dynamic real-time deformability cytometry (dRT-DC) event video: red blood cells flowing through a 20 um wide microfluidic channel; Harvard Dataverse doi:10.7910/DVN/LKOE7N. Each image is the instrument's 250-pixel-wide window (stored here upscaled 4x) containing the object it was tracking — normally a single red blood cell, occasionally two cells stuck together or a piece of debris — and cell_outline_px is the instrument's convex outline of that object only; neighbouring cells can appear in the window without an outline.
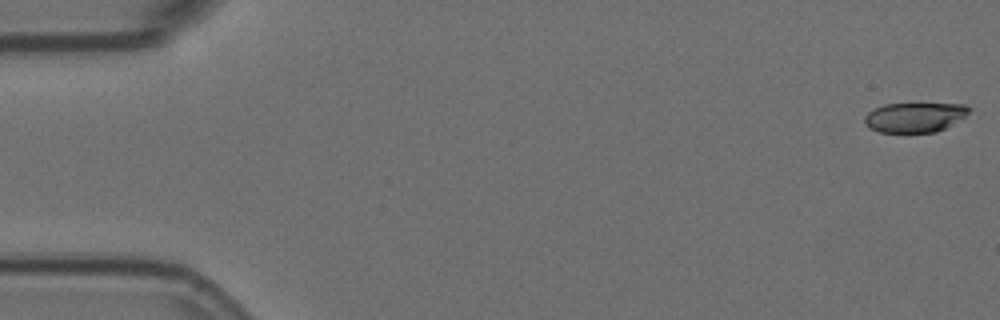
{"species": "Egyptian fruit bat (a non-hibernating species)", "species_latin": "Rousettus aegyptiacus", "temperature_condition": "room temperature", "stored_images_in_passage": 57, "camera_frame_rate_fps": 3000, "um_per_image_px": 0.085, "animal": {"sex": "female"}, "frame": {"image": 1, "passage_image": 1, "time_ms": 0.0, "image_size_px": [1000, 320], "cell_outline_px": [[972, 108], [964, 116], [944, 128], [936, 132], [880, 132], [868, 128], [864, 124], [864, 116], [872, 108], [884, 104], [964, 104]], "centroid_in_image_um": [77.68, 9.96], "position_along_channel_um": 7.3, "area_um2": 18.03}}
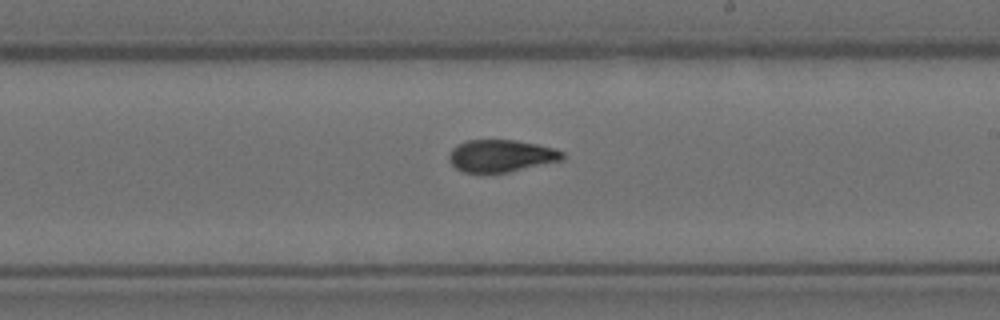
{"frame": {"image": 2, "passage_image": 33, "time_ms": 10.667, "image_size_px": [1000, 320], "cell_outline_px": [[564, 160], [508, 172], [464, 172], [456, 168], [448, 160], [448, 156], [452, 148], [456, 144], [468, 140], [516, 140], [536, 144], [552, 148], [564, 152]], "centroid_in_image_um": [42.58, 13.24], "position_along_channel_um": 246.4, "area_um2": 21.27}}
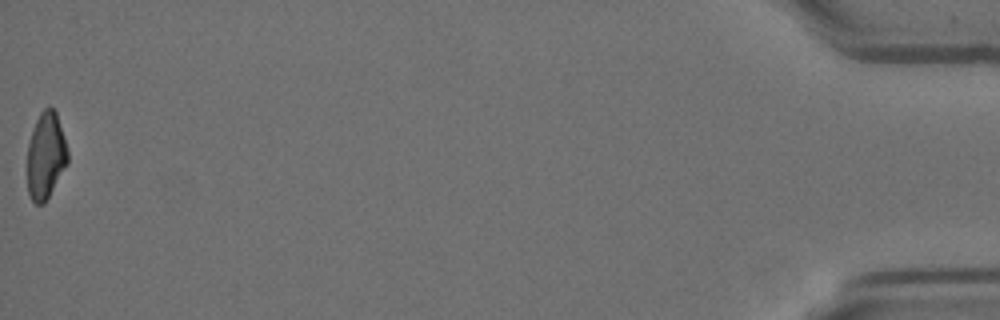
{"frame": {"image": 3, "passage_image": 57, "time_ms": 18.667, "image_size_px": [1000, 320], "cell_outline_px": [[68, 164], [44, 204], [36, 204], [32, 200], [28, 192], [28, 140], [32, 128], [40, 112], [48, 104], [56, 112], [68, 152]], "centroid_in_image_um": [3.89, 13.22], "position_along_channel_um": 431.3, "area_um2": 20.46}, "authors_computed_cell_mechanics": {"area_um2": 21.5594, "velocity_mm_per_s": 3.5815, "shape_relaxation_time_tau1_ms": 5.8686, "shape_relaxation_time_tau2_ms": 2.3082, "deformation_change_tau1": 0.1799, "deformation_change_tau2": 0.0808}}